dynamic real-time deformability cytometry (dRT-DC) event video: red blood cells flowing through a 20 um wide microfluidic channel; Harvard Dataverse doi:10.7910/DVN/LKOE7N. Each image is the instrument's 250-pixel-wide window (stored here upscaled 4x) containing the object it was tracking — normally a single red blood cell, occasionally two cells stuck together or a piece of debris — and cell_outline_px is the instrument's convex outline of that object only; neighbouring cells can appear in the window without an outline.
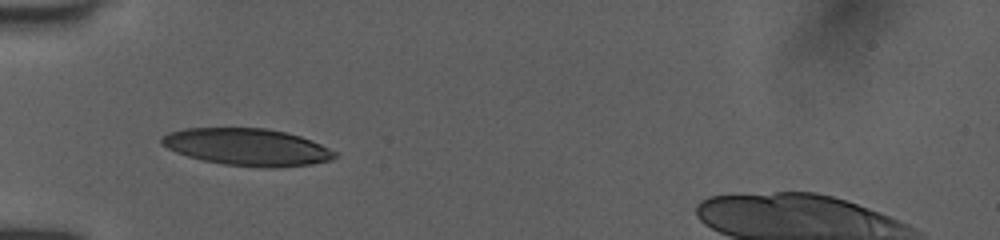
{"species": "human", "species_latin": "Homo sapiens", "temperature_condition": "room temperature", "stored_images_in_passage": 35, "camera_frame_rate_fps": 3000, "um_per_image_px": 0.085, "donor": {"sex": "female"}, "frame": {"image": 1, "passage_image": 1, "time_ms": 0.0, "image_size_px": [1000, 240], "cell_outline_px": [[336, 156], [332, 160], [312, 164], [272, 168], [264, 168], [224, 164], [204, 160], [188, 156], [176, 152], [160, 144], [160, 140], [168, 132], [184, 128], [268, 128], [300, 136], [312, 140], [336, 152]], "centroid_in_image_um": [21.01, 12.5], "position_along_channel_um": 64.0, "area_um2": 37.4}}
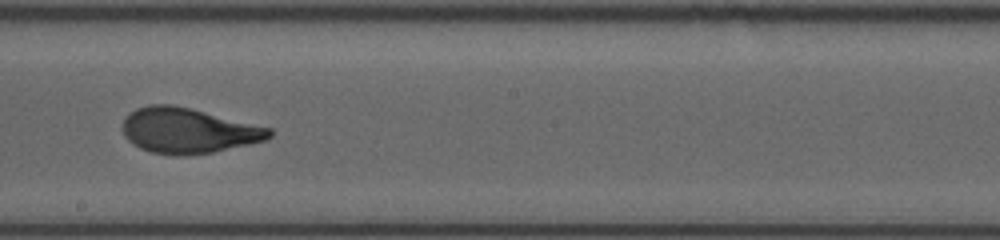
{"frame": {"image": 2, "passage_image": 14, "time_ms": 4.333, "image_size_px": [1000, 240], "cell_outline_px": [[272, 136], [264, 140], [248, 144], [212, 152], [176, 156], [152, 152], [140, 148], [132, 144], [124, 136], [120, 124], [124, 116], [136, 108], [148, 104], [172, 104], [272, 128]], "centroid_in_image_um": [15.92, 11.09], "position_along_channel_um": 232.3, "area_um2": 38.73}}
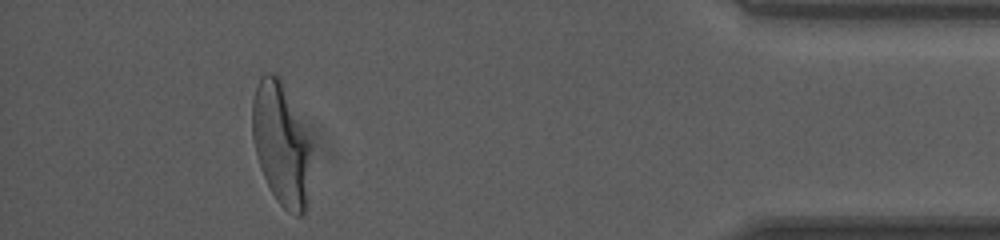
{"frame": {"image": 3, "passage_image": 31, "time_ms": 10.0, "image_size_px": [1000, 240], "cell_outline_px": [[312, 148], [308, 204], [304, 212], [300, 216], [296, 216], [288, 212], [276, 200], [260, 168], [256, 156], [252, 136], [252, 100], [260, 76], [264, 72], [272, 72], [280, 76]], "centroid_in_image_um": [23.9, 12.27], "position_along_channel_um": 411.3, "area_um2": 42.37}, "authors_computed_cell_mechanics": {"area_um2": 38.726, "velocity_mm_per_s": 3.9928, "shape_relaxation_time_tau1_ms": 4.9741, "shape_relaxation_time_tau2_ms": 0.7149, "deformation_change_tau1": 0.2187, "deformation_change_tau2": 0.0616}}